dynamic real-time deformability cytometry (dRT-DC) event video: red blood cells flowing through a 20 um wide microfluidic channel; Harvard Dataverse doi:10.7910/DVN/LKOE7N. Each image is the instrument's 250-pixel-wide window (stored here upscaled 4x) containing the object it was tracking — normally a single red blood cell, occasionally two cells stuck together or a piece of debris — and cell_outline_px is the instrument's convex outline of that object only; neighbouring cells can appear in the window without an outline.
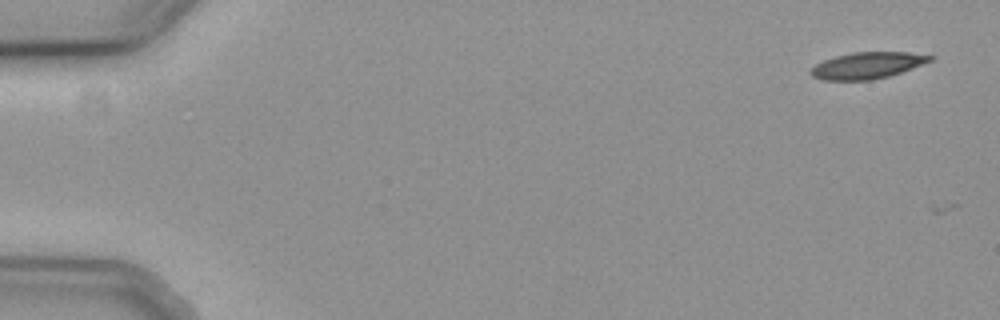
{"species": "common noctule bat (a hibernating species)", "species_latin": "Nyctalus noctula", "temperature_condition": "cold", "stored_images_in_passage": 2, "camera_frame_rate_fps": 3000, "um_per_image_px": 0.085, "animal": {"sex": "female", "body_mass_g": 19.3, "forearm_length_mm": 54.1}, "frame": {"image": 1, "passage_image": 1, "time_ms": 0.0, "image_size_px": [1000, 320], "cell_outline_px": [[936, 56], [932, 60], [912, 68], [888, 76], [872, 80], [820, 80], [812, 76], [808, 72], [816, 64], [824, 60], [836, 56], [852, 52], [908, 52]], "centroid_in_image_um": [73.7, 5.56], "position_along_channel_um": 11.3, "area_um2": 18.38}}